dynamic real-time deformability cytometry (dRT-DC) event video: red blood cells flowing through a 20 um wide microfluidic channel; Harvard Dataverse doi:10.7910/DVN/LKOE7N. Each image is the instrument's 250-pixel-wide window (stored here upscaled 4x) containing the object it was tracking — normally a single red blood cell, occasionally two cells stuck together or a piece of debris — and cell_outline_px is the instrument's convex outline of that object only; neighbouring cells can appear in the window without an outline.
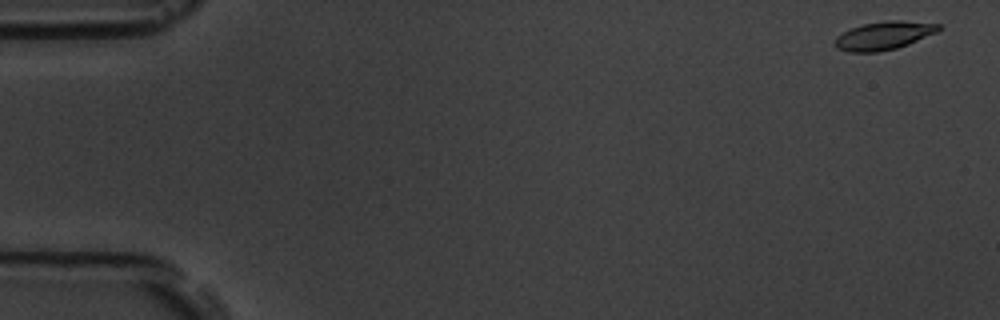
{"species": "common noctule bat (a hibernating species)", "species_latin": "Nyctalus noctula", "temperature_condition": "room temperature", "stored_images_in_passage": 9, "camera_frame_rate_fps": 3000, "um_per_image_px": 0.085, "animal": {"sex": "male", "body_mass_g": 19.5, "forearm_length_mm": 54.6}, "frame": {"image": 1, "passage_image": 1, "time_ms": 0.0, "image_size_px": [1000, 320], "cell_outline_px": [[944, 28], [936, 32], [908, 44], [896, 48], [876, 52], [848, 52], [836, 48], [836, 36], [852, 28], [864, 24], [884, 20], [900, 20], [940, 24]], "centroid_in_image_um": [75.15, 3.02], "position_along_channel_um": 9.9, "area_um2": 16.94}}
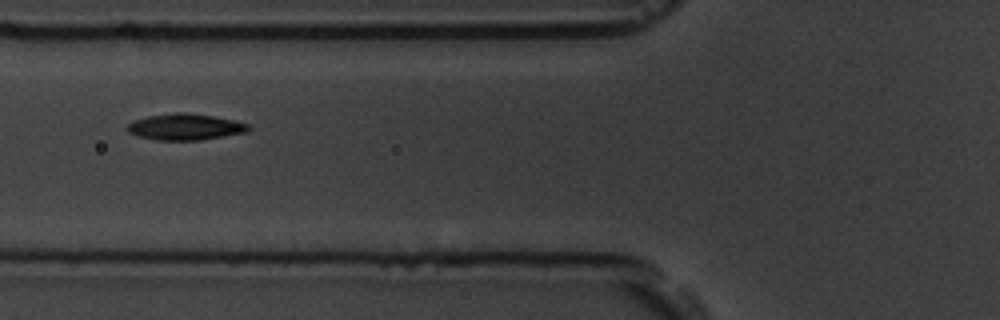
{"frame": {"image": 2, "passage_image": 6, "time_ms": 6.667, "image_size_px": [1000, 320], "cell_outline_px": [[252, 128], [248, 132], [200, 140], [156, 140], [140, 136], [128, 132], [124, 128], [132, 120], [148, 116], [172, 112], [184, 112], [212, 116], [232, 120], [248, 124]], "centroid_in_image_um": [15.71, 10.78], "position_along_channel_um": 110.1, "area_um2": 18.61}}
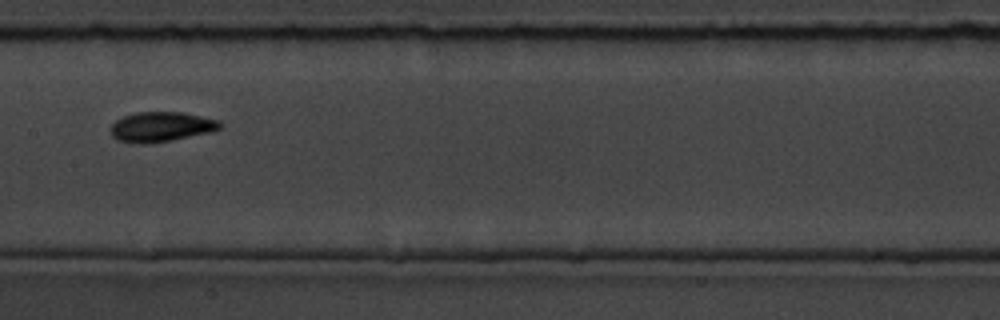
{"frame": {"image": 3, "passage_image": 8, "time_ms": 9.0, "image_size_px": [1000, 320], "cell_outline_px": [[220, 128], [208, 132], [172, 140], [148, 144], [132, 144], [116, 140], [112, 136], [112, 124], [116, 120], [124, 116], [136, 112], [180, 112], [220, 120]], "centroid_in_image_um": [13.64, 10.79], "position_along_channel_um": 193.8, "area_um2": 18.96}}